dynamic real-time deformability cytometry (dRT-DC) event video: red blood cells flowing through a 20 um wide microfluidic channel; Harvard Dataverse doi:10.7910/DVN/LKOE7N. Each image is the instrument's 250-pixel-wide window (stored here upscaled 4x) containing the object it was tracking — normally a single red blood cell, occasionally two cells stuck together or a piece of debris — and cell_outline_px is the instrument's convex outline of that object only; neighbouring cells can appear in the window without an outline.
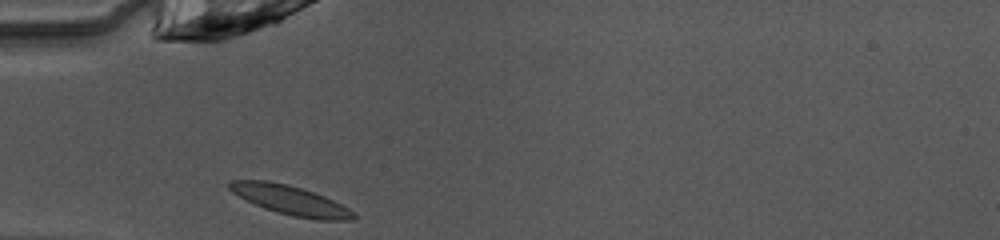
{"species": "common noctule bat (a hibernating species)", "species_latin": "Nyctalus noctula", "temperature_condition": "warm", "stored_images_in_passage": 28, "camera_frame_rate_fps": 3000, "um_per_image_px": 0.085, "animal": {"sex": "female", "body_mass_g": 10.0, "forearm_length_mm": 53.1}, "frame": {"image": 1, "passage_image": 1, "time_ms": 0.0, "image_size_px": [1000, 240], "cell_outline_px": [[356, 216], [352, 220], [316, 220], [292, 216], [276, 212], [264, 208], [232, 192], [228, 188], [228, 180], [268, 180], [288, 184], [324, 196], [356, 212]], "centroid_in_image_um": [24.69, 17.02], "position_along_channel_um": 60.3, "area_um2": 21.1}}
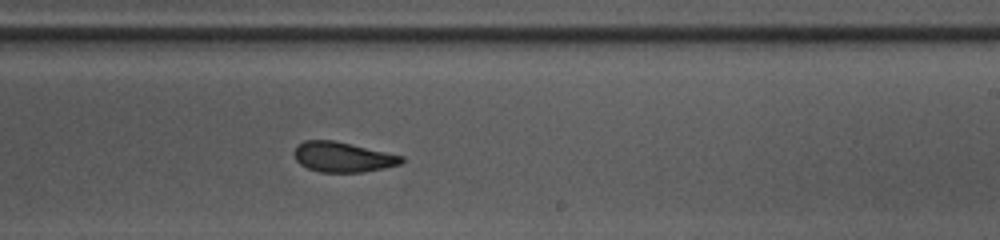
{"frame": {"image": 2, "passage_image": 16, "time_ms": 5.0, "image_size_px": [1000, 240], "cell_outline_px": [[404, 160], [400, 164], [384, 168], [364, 172], [320, 172], [308, 168], [300, 164], [296, 160], [292, 152], [296, 144], [304, 140], [332, 140], [404, 156]], "centroid_in_image_um": [29.09, 13.34], "position_along_channel_um": 259.9, "area_um2": 18.84}}
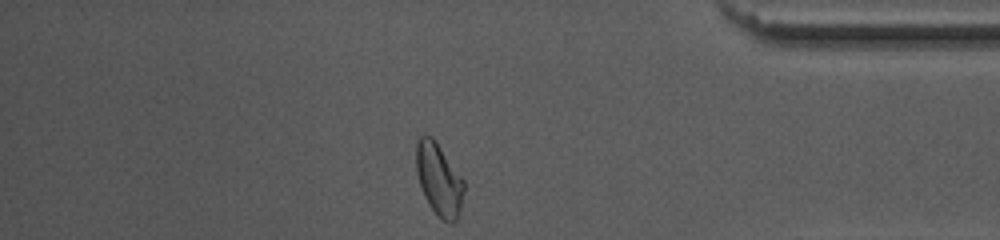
{"frame": {"image": 3, "passage_image": 28, "time_ms": 9.0, "image_size_px": [1000, 240], "cell_outline_px": [[464, 192], [460, 212], [456, 220], [452, 224], [448, 224], [432, 208], [424, 196], [420, 188], [416, 172], [416, 144], [420, 136], [432, 136], [436, 140], [464, 180]], "centroid_in_image_um": [37.31, 15.24], "position_along_channel_um": 397.9, "area_um2": 20.17}, "authors_computed_cell_mechanics": {"area_um2": 19.3919, "velocity_mm_per_s": 4.0555, "shape_relaxation_time_tau1_ms": 3.4829, "shape_relaxation_time_tau2_ms": 1.541, "deformation_change_tau1": 0.142, "deformation_change_tau2": 0.0698}}